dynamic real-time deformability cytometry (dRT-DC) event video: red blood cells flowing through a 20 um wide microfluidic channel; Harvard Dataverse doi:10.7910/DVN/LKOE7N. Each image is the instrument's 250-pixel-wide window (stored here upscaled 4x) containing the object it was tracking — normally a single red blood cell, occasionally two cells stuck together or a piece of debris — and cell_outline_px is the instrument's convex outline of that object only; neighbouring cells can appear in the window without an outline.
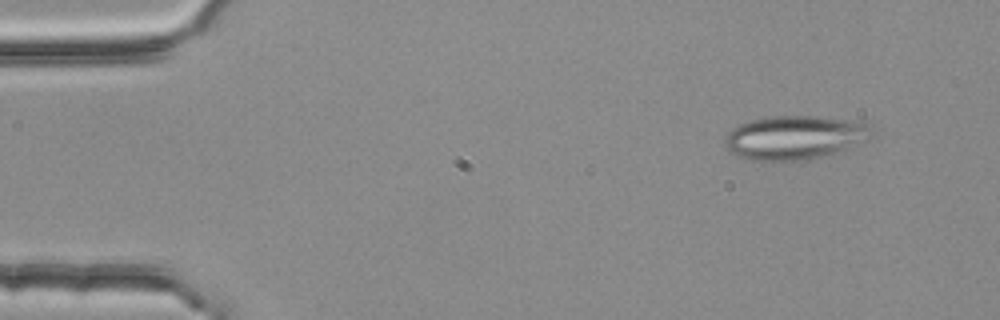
{"species": "common noctule bat (a hibernating species)", "species_latin": "Nyctalus noctula", "temperature_condition": "room temperature", "stored_images_in_passage": 3, "camera_frame_rate_fps": 3000, "um_per_image_px": 0.085, "animal": {"sex": "female", "body_mass_g": 25.1}, "frame": {"image": 1, "passage_image": 1, "time_ms": 0.0, "image_size_px": [1000, 320], "cell_outline_px": [[872, 136], [868, 140], [824, 156], [812, 160], [744, 160], [732, 152], [724, 144], [724, 136], [732, 128], [740, 124], [752, 120], [772, 116], [820, 116], [864, 120], [868, 124]], "centroid_in_image_um": [67.57, 11.67], "position_along_channel_um": 17.4, "area_um2": 37.86}}
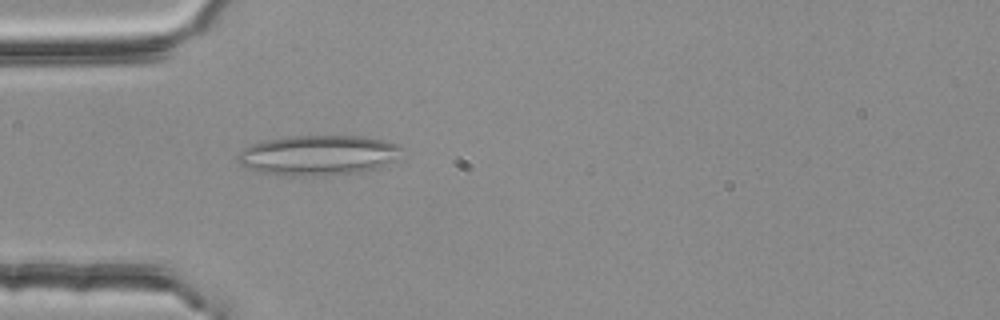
{"frame": {"image": 2, "passage_image": 3, "time_ms": 0.667, "image_size_px": [1000, 320], "cell_outline_px": [[400, 148], [396, 160], [368, 172], [324, 176], [288, 176], [260, 172], [248, 168], [240, 164], [236, 156], [244, 148], [252, 144], [264, 140], [292, 136], [364, 136], [400, 144]], "centroid_in_image_um": [27.06, 13.21], "position_along_channel_um": 57.9, "area_um2": 38.67}}